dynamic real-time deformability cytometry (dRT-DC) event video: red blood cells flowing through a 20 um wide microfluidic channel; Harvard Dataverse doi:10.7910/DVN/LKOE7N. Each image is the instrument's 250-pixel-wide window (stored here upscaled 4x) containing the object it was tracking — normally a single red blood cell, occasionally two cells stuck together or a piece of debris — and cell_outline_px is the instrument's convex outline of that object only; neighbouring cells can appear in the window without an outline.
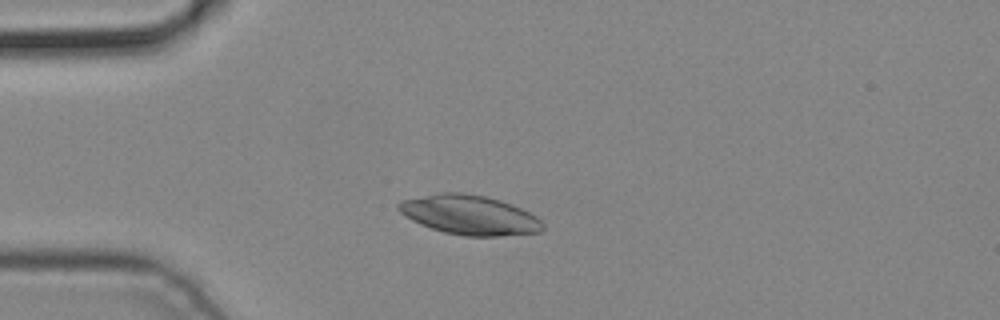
{"species": "common noctule bat (a hibernating species)", "species_latin": "Nyctalus noctula", "temperature_condition": "cold", "stored_images_in_passage": 3, "camera_frame_rate_fps": 3000, "um_per_image_px": 0.085, "animal": {"sex": "male", "body_mass_g": 19.2, "forearm_length_mm": 51.8}, "frame": {"image": 1, "passage_image": 2, "time_ms": 0.333, "image_size_px": [1000, 320], "cell_outline_px": [[544, 228], [540, 232], [500, 236], [464, 236], [444, 232], [420, 224], [404, 216], [396, 208], [396, 204], [404, 200], [440, 192], [460, 192], [484, 196], [500, 200], [512, 204], [536, 216], [544, 224]], "centroid_in_image_um": [39.91, 18.27], "position_along_channel_um": 45.1, "area_um2": 33.12}}